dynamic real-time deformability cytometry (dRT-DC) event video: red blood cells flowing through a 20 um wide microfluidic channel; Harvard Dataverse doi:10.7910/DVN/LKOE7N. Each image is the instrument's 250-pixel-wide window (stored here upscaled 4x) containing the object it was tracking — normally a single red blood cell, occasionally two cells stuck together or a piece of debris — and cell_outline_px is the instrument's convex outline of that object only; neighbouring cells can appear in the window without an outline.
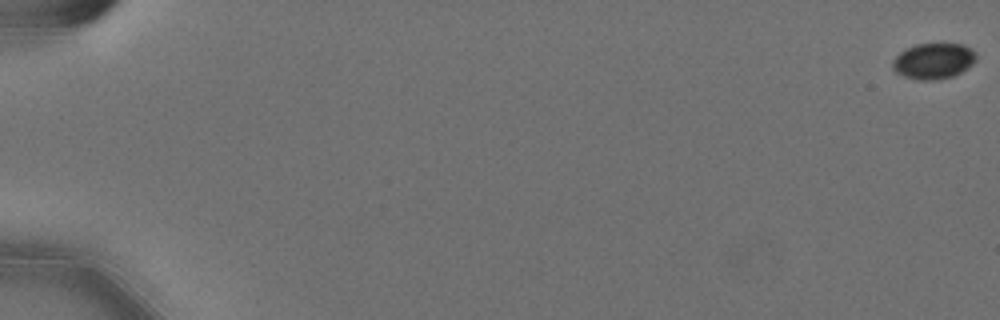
{"species": "Egyptian fruit bat (a non-hibernating species)", "species_latin": "Rousettus aegyptiacus", "temperature_condition": "cold", "stored_images_in_passage": 20, "camera_frame_rate_fps": 3000, "um_per_image_px": 0.085, "animal": {"sex": "female"}, "frame": {"image": 1, "passage_image": 1, "time_ms": 0.0, "image_size_px": [1000, 320], "cell_outline_px": [[976, 60], [972, 64], [960, 72], [952, 76], [936, 80], [920, 80], [904, 76], [896, 72], [892, 68], [892, 60], [904, 48], [916, 44], [964, 44], [976, 52]], "centroid_in_image_um": [79.33, 5.17], "position_along_channel_um": 5.7, "area_um2": 17.46}}
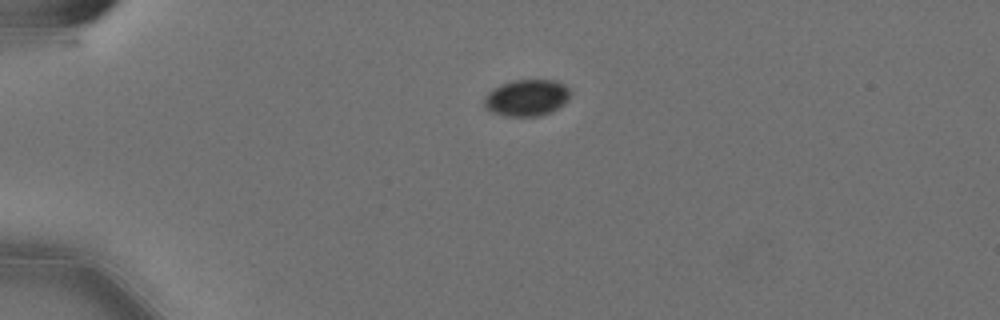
{"frame": {"image": 2, "passage_image": 16, "time_ms": 5.0, "image_size_px": [1000, 320], "cell_outline_px": [[568, 100], [564, 104], [552, 112], [540, 116], [504, 116], [492, 112], [484, 108], [484, 96], [488, 92], [500, 84], [512, 80], [556, 80], [564, 84], [568, 88]], "centroid_in_image_um": [44.74, 8.31], "position_along_channel_um": 40.3, "area_um2": 18.5}}